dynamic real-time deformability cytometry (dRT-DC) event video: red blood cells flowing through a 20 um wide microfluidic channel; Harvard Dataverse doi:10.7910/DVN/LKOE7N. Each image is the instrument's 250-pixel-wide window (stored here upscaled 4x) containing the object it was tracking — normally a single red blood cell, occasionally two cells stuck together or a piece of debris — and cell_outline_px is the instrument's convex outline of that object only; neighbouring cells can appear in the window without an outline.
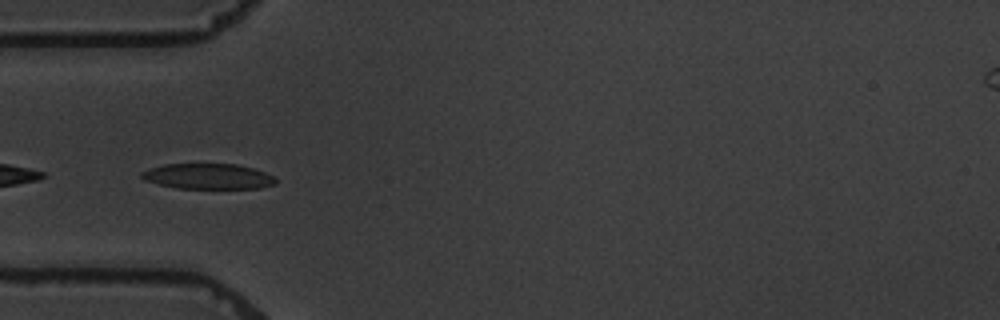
{"species": "common noctule bat (a hibernating species)", "species_latin": "Nyctalus noctula", "temperature_condition": "warm", "stored_images_in_passage": 7, "camera_frame_rate_fps": 3000, "um_per_image_px": 0.085, "animal": {"sex": "male", "body_mass_g": 19.5, "forearm_length_mm": 54.6}, "frame": {"image": 1, "passage_image": 4, "time_ms": 4.333, "image_size_px": [1000, 320], "cell_outline_px": [[276, 184], [260, 188], [176, 188], [144, 180], [140, 176], [140, 172], [164, 164], [236, 164], [252, 168], [264, 172], [272, 176], [276, 180]], "centroid_in_image_um": [17.67, 14.99], "position_along_channel_um": 67.3, "area_um2": 19.71}}
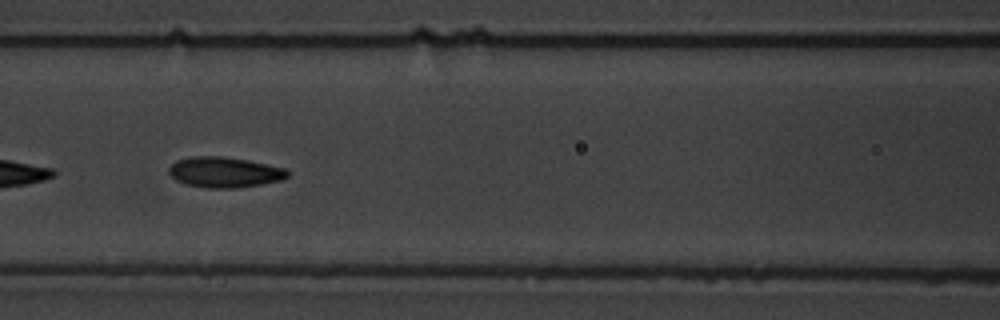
{"frame": {"image": 2, "passage_image": 6, "time_ms": 6.667, "image_size_px": [1000, 320], "cell_outline_px": [[288, 176], [280, 180], [260, 184], [236, 188], [204, 188], [184, 184], [176, 180], [168, 172], [168, 168], [176, 160], [192, 156], [220, 156], [248, 160], [284, 168], [288, 172]], "centroid_in_image_um": [19.03, 14.64], "position_along_channel_um": 147.6, "area_um2": 21.04}}